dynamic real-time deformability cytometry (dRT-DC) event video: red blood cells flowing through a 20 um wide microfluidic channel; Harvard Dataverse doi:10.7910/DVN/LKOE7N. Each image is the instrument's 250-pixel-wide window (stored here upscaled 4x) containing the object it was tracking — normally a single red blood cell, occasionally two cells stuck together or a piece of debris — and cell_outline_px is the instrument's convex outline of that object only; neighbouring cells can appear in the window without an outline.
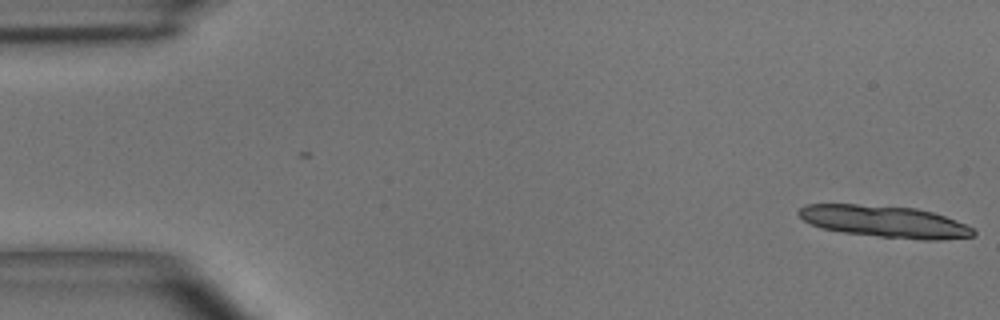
{"species": "common noctule bat (a hibernating species)", "species_latin": "Nyctalus noctula", "temperature_condition": "room temperature", "stored_images_in_passage": 13, "camera_frame_rate_fps": 3000, "um_per_image_px": 0.085, "animal": {"sex": "male", "body_mass_g": 15.6}, "frame": {"image": 1, "passage_image": 1, "time_ms": 0.0, "image_size_px": [1000, 320], "cell_outline_px": [[976, 236], [940, 240], [924, 240], [880, 236], [844, 232], [820, 228], [804, 220], [796, 212], [804, 204], [856, 204], [916, 208], [932, 212], [956, 220], [976, 228]], "centroid_in_image_um": [75.24, 18.83], "position_along_channel_um": 9.8, "area_um2": 32.37}}